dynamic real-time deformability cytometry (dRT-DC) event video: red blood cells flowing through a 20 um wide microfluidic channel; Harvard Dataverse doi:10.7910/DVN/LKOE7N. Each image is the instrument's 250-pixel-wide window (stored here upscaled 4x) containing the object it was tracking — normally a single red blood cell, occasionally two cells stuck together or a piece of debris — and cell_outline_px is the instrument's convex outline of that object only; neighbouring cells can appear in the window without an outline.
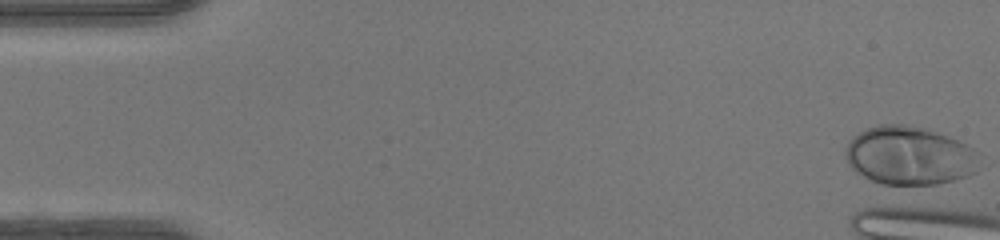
{"species": "human", "species_latin": "Homo sapiens", "temperature_condition": "warm", "stored_images_in_passage": 1, "camera_frame_rate_fps": 3000, "um_per_image_px": 0.085, "donor": {"sex": "female"}, "frame": {"image": 1, "passage_image": 1, "time_ms": 0.0, "image_size_px": [1000, 240], "cell_outline_px": [[980, 152], [976, 172], [968, 176], [936, 184], [884, 184], [872, 180], [856, 172], [848, 164], [844, 152], [844, 148], [848, 140], [852, 136], [868, 128], [880, 124], [908, 124], [924, 128], [956, 140]], "centroid_in_image_um": [77.27, 13.22], "position_along_channel_um": 7.7, "area_um2": 45.6}}